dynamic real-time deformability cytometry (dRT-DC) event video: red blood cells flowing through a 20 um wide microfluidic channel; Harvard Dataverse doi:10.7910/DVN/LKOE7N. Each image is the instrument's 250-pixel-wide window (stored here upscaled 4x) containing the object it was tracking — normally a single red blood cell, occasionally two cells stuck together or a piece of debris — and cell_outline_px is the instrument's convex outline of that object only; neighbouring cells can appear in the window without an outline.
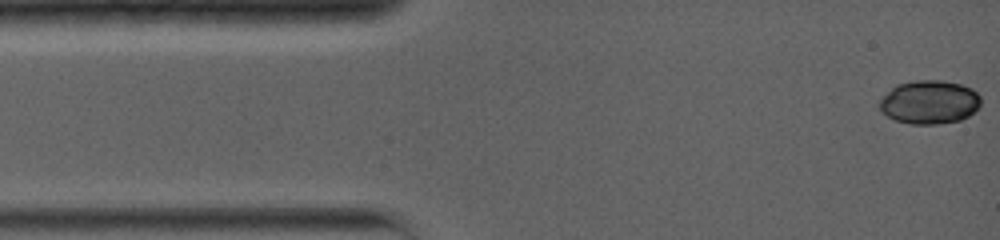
{"species": "common noctule bat (a hibernating species)", "species_latin": "Nyctalus noctula", "temperature_condition": "warm", "stored_images_in_passage": 58, "camera_frame_rate_fps": 5000, "um_per_image_px": 0.085, "animal": {"sex": "female", "body_mass_g": 19.0, "forearm_length_mm": 56.7}, "frame": {"image": 1, "passage_image": 1, "time_ms": 0.0, "image_size_px": [1000, 240], "cell_outline_px": [[980, 104], [968, 116], [960, 120], [936, 124], [908, 124], [896, 120], [888, 116], [880, 108], [880, 100], [896, 84], [916, 80], [944, 80], [960, 84], [972, 88], [980, 96]], "centroid_in_image_um": [79.01, 8.67], "position_along_channel_um": 6.0, "area_um2": 25.55}}
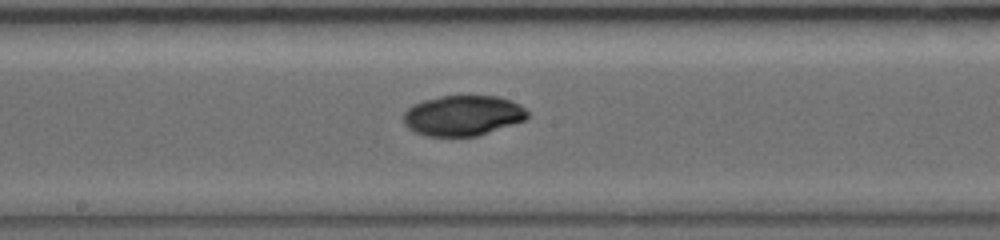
{"frame": {"image": 2, "passage_image": 34, "time_ms": 7.2, "image_size_px": [1000, 240], "cell_outline_px": [[528, 116], [524, 120], [476, 136], [428, 136], [416, 132], [408, 128], [404, 124], [404, 112], [412, 104], [424, 100], [440, 96], [496, 96], [520, 104], [528, 112]], "centroid_in_image_um": [39.31, 9.81], "position_along_channel_um": 208.9, "area_um2": 28.9}}
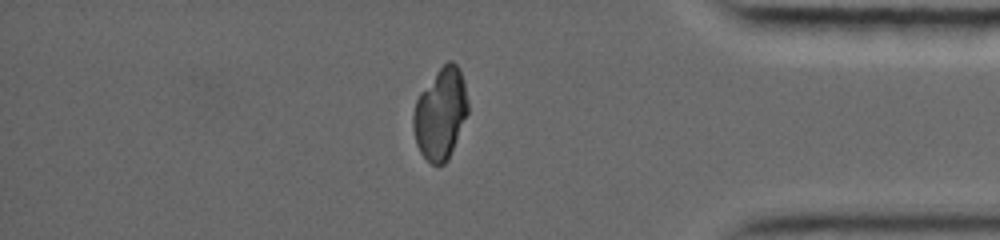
{"frame": {"image": 3, "passage_image": 58, "time_ms": 12.6, "image_size_px": [1000, 240], "cell_outline_px": [[468, 112], [448, 160], [444, 164], [432, 164], [420, 152], [416, 144], [412, 128], [412, 112], [416, 100], [420, 92], [440, 68], [448, 60], [452, 60], [460, 68], [464, 84], [468, 104]], "centroid_in_image_um": [37.42, 9.67], "position_along_channel_um": 397.8, "area_um2": 29.02}, "authors_computed_cell_mechanics": {"area_um2": 28.9289, "velocity_mm_per_s": 3.9199, "shape_relaxation_time_tau1_ms": null, "shape_relaxation_time_tau2_ms": 3.6914, "deformation_change_tau1": null, "deformation_change_tau2": 0.0227}}